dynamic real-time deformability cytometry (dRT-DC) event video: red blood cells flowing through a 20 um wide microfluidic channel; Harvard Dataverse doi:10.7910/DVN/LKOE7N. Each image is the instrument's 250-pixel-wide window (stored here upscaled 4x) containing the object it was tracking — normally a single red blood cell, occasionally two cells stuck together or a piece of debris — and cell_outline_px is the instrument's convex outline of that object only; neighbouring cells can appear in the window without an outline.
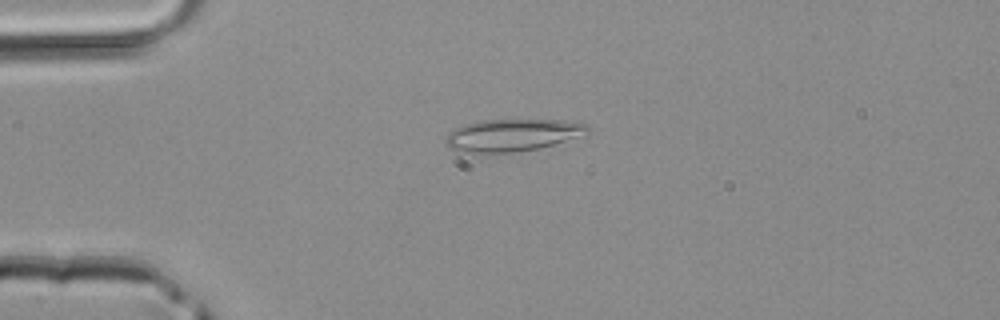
{"species": "common noctule bat (a hibernating species)", "species_latin": "Nyctalus noctula", "temperature_condition": "room temperature", "stored_images_in_passage": 36, "camera_frame_rate_fps": 3000, "um_per_image_px": 0.085, "animal": {"sex": "male", "body_mass_g": 20.4}, "frame": {"image": 1, "passage_image": 2, "time_ms": 0.333, "image_size_px": [1000, 320], "cell_outline_px": [[592, 132], [588, 136], [540, 148], [516, 152], [484, 156], [472, 156], [452, 148], [444, 140], [448, 132], [464, 124], [480, 120], [564, 120], [584, 124], [592, 128]], "centroid_in_image_um": [43.58, 11.53], "position_along_channel_um": 41.4, "area_um2": 27.98}}
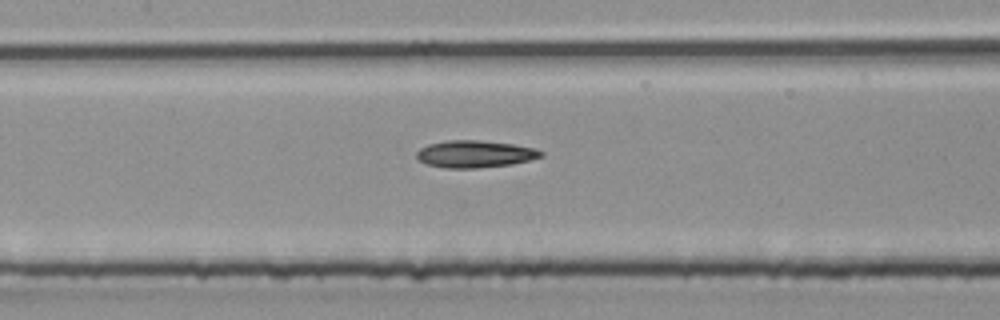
{"frame": {"image": 2, "passage_image": 12, "time_ms": 3.667, "image_size_px": [1000, 320], "cell_outline_px": [[544, 156], [512, 164], [476, 168], [448, 168], [428, 164], [420, 160], [416, 156], [416, 152], [420, 148], [428, 144], [448, 140], [480, 140], [512, 144], [536, 148], [544, 152]], "centroid_in_image_um": [40.39, 13.08], "position_along_channel_um": 167.0, "area_um2": 19.59}}
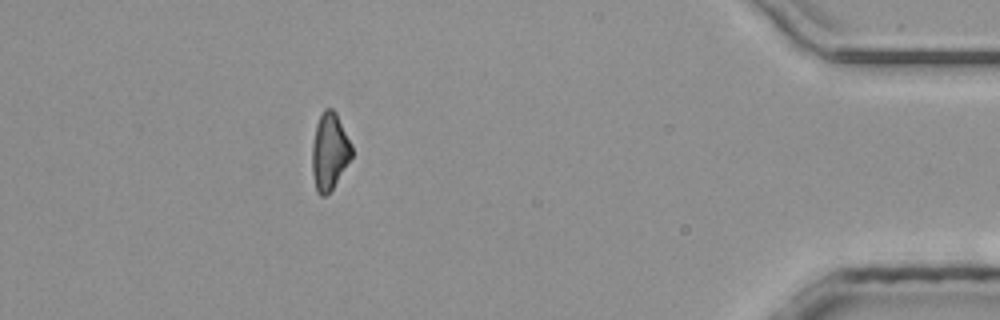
{"frame": {"image": 3, "passage_image": 31, "time_ms": 10.0, "image_size_px": [1000, 320], "cell_outline_px": [[352, 156], [332, 188], [324, 196], [320, 196], [316, 192], [312, 172], [312, 144], [316, 124], [324, 108], [332, 108], [336, 112], [352, 144]], "centroid_in_image_um": [28.0, 12.85], "position_along_channel_um": 407.2, "area_um2": 17.69}}